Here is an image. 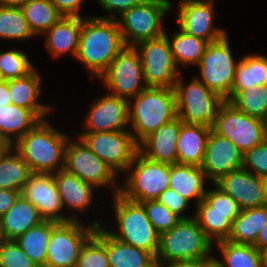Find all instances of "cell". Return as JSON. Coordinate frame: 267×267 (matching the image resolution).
I'll return each mask as SVG.
<instances>
[{"label": "cell", "mask_w": 267, "mask_h": 267, "mask_svg": "<svg viewBox=\"0 0 267 267\" xmlns=\"http://www.w3.org/2000/svg\"><path fill=\"white\" fill-rule=\"evenodd\" d=\"M243 153L229 139L210 131L201 165L214 184L229 172L242 168Z\"/></svg>", "instance_id": "19"}, {"label": "cell", "mask_w": 267, "mask_h": 267, "mask_svg": "<svg viewBox=\"0 0 267 267\" xmlns=\"http://www.w3.org/2000/svg\"><path fill=\"white\" fill-rule=\"evenodd\" d=\"M43 221L37 208L21 194L15 204L0 218V238L15 240Z\"/></svg>", "instance_id": "23"}, {"label": "cell", "mask_w": 267, "mask_h": 267, "mask_svg": "<svg viewBox=\"0 0 267 267\" xmlns=\"http://www.w3.org/2000/svg\"><path fill=\"white\" fill-rule=\"evenodd\" d=\"M127 179L120 186V194L126 199L142 203L157 200L169 188L170 165L146 158L139 151L128 167Z\"/></svg>", "instance_id": "7"}, {"label": "cell", "mask_w": 267, "mask_h": 267, "mask_svg": "<svg viewBox=\"0 0 267 267\" xmlns=\"http://www.w3.org/2000/svg\"><path fill=\"white\" fill-rule=\"evenodd\" d=\"M40 119L27 108L14 104L0 106V137L13 146Z\"/></svg>", "instance_id": "29"}, {"label": "cell", "mask_w": 267, "mask_h": 267, "mask_svg": "<svg viewBox=\"0 0 267 267\" xmlns=\"http://www.w3.org/2000/svg\"><path fill=\"white\" fill-rule=\"evenodd\" d=\"M267 84V56L245 55L238 61L232 91Z\"/></svg>", "instance_id": "31"}, {"label": "cell", "mask_w": 267, "mask_h": 267, "mask_svg": "<svg viewBox=\"0 0 267 267\" xmlns=\"http://www.w3.org/2000/svg\"><path fill=\"white\" fill-rule=\"evenodd\" d=\"M44 220L68 222L76 216L63 214L64 206L52 173H31L21 192Z\"/></svg>", "instance_id": "16"}, {"label": "cell", "mask_w": 267, "mask_h": 267, "mask_svg": "<svg viewBox=\"0 0 267 267\" xmlns=\"http://www.w3.org/2000/svg\"><path fill=\"white\" fill-rule=\"evenodd\" d=\"M181 79L180 74L174 87L178 117L186 124L212 128L225 99L204 85L197 76L187 85Z\"/></svg>", "instance_id": "6"}, {"label": "cell", "mask_w": 267, "mask_h": 267, "mask_svg": "<svg viewBox=\"0 0 267 267\" xmlns=\"http://www.w3.org/2000/svg\"><path fill=\"white\" fill-rule=\"evenodd\" d=\"M84 120V132L127 130L129 101L107 93L93 102Z\"/></svg>", "instance_id": "18"}, {"label": "cell", "mask_w": 267, "mask_h": 267, "mask_svg": "<svg viewBox=\"0 0 267 267\" xmlns=\"http://www.w3.org/2000/svg\"><path fill=\"white\" fill-rule=\"evenodd\" d=\"M262 185H263V191H264V197H265V205H267V175L261 177Z\"/></svg>", "instance_id": "56"}, {"label": "cell", "mask_w": 267, "mask_h": 267, "mask_svg": "<svg viewBox=\"0 0 267 267\" xmlns=\"http://www.w3.org/2000/svg\"><path fill=\"white\" fill-rule=\"evenodd\" d=\"M129 101V124L139 144L149 134L178 117L174 88L147 87Z\"/></svg>", "instance_id": "3"}, {"label": "cell", "mask_w": 267, "mask_h": 267, "mask_svg": "<svg viewBox=\"0 0 267 267\" xmlns=\"http://www.w3.org/2000/svg\"><path fill=\"white\" fill-rule=\"evenodd\" d=\"M179 30V32L173 34L171 39L168 37L177 67H179V65L182 67L188 66L189 64L198 66L208 42L187 34L180 28Z\"/></svg>", "instance_id": "35"}, {"label": "cell", "mask_w": 267, "mask_h": 267, "mask_svg": "<svg viewBox=\"0 0 267 267\" xmlns=\"http://www.w3.org/2000/svg\"><path fill=\"white\" fill-rule=\"evenodd\" d=\"M161 204L170 209L173 213L179 216L181 219H189L194 217L183 215V212L188 208L189 201L176 193L173 189L167 188L164 190L157 199Z\"/></svg>", "instance_id": "46"}, {"label": "cell", "mask_w": 267, "mask_h": 267, "mask_svg": "<svg viewBox=\"0 0 267 267\" xmlns=\"http://www.w3.org/2000/svg\"><path fill=\"white\" fill-rule=\"evenodd\" d=\"M40 89L41 78L36 67L23 77L9 80L12 103L30 109L40 120H44L53 108L40 103Z\"/></svg>", "instance_id": "24"}, {"label": "cell", "mask_w": 267, "mask_h": 267, "mask_svg": "<svg viewBox=\"0 0 267 267\" xmlns=\"http://www.w3.org/2000/svg\"><path fill=\"white\" fill-rule=\"evenodd\" d=\"M206 178V173L201 167L172 164L170 165L169 188L189 202L191 199H195L197 205L207 192L204 188Z\"/></svg>", "instance_id": "27"}, {"label": "cell", "mask_w": 267, "mask_h": 267, "mask_svg": "<svg viewBox=\"0 0 267 267\" xmlns=\"http://www.w3.org/2000/svg\"><path fill=\"white\" fill-rule=\"evenodd\" d=\"M238 62H235L229 45L228 35L208 43L199 65L200 80L223 99L231 97L234 76Z\"/></svg>", "instance_id": "10"}, {"label": "cell", "mask_w": 267, "mask_h": 267, "mask_svg": "<svg viewBox=\"0 0 267 267\" xmlns=\"http://www.w3.org/2000/svg\"><path fill=\"white\" fill-rule=\"evenodd\" d=\"M179 117L161 126L144 138L139 144V152L146 158L165 164H177V146L181 125Z\"/></svg>", "instance_id": "21"}, {"label": "cell", "mask_w": 267, "mask_h": 267, "mask_svg": "<svg viewBox=\"0 0 267 267\" xmlns=\"http://www.w3.org/2000/svg\"><path fill=\"white\" fill-rule=\"evenodd\" d=\"M146 211L147 217L160 235L172 229L181 218L173 213L158 200H148L141 203Z\"/></svg>", "instance_id": "43"}, {"label": "cell", "mask_w": 267, "mask_h": 267, "mask_svg": "<svg viewBox=\"0 0 267 267\" xmlns=\"http://www.w3.org/2000/svg\"><path fill=\"white\" fill-rule=\"evenodd\" d=\"M76 267H110L106 242L96 232L83 246Z\"/></svg>", "instance_id": "41"}, {"label": "cell", "mask_w": 267, "mask_h": 267, "mask_svg": "<svg viewBox=\"0 0 267 267\" xmlns=\"http://www.w3.org/2000/svg\"><path fill=\"white\" fill-rule=\"evenodd\" d=\"M172 6L170 0H143L130 8L117 20L125 46L165 35L162 22Z\"/></svg>", "instance_id": "8"}, {"label": "cell", "mask_w": 267, "mask_h": 267, "mask_svg": "<svg viewBox=\"0 0 267 267\" xmlns=\"http://www.w3.org/2000/svg\"><path fill=\"white\" fill-rule=\"evenodd\" d=\"M20 195V191L0 189V218L15 204Z\"/></svg>", "instance_id": "49"}, {"label": "cell", "mask_w": 267, "mask_h": 267, "mask_svg": "<svg viewBox=\"0 0 267 267\" xmlns=\"http://www.w3.org/2000/svg\"><path fill=\"white\" fill-rule=\"evenodd\" d=\"M207 190L204 198L196 205V211H217L220 213H240L241 208L237 202L221 188Z\"/></svg>", "instance_id": "42"}, {"label": "cell", "mask_w": 267, "mask_h": 267, "mask_svg": "<svg viewBox=\"0 0 267 267\" xmlns=\"http://www.w3.org/2000/svg\"><path fill=\"white\" fill-rule=\"evenodd\" d=\"M99 78L110 94L128 101L147 88L141 57L135 46H125Z\"/></svg>", "instance_id": "14"}, {"label": "cell", "mask_w": 267, "mask_h": 267, "mask_svg": "<svg viewBox=\"0 0 267 267\" xmlns=\"http://www.w3.org/2000/svg\"><path fill=\"white\" fill-rule=\"evenodd\" d=\"M70 140L69 138L65 149L64 169L96 189L109 185L113 186L114 195L120 193V185L115 183L118 174L96 156L79 137L77 141Z\"/></svg>", "instance_id": "13"}, {"label": "cell", "mask_w": 267, "mask_h": 267, "mask_svg": "<svg viewBox=\"0 0 267 267\" xmlns=\"http://www.w3.org/2000/svg\"><path fill=\"white\" fill-rule=\"evenodd\" d=\"M104 226L97 227L95 232L106 242L110 267H158L150 252L115 239Z\"/></svg>", "instance_id": "22"}, {"label": "cell", "mask_w": 267, "mask_h": 267, "mask_svg": "<svg viewBox=\"0 0 267 267\" xmlns=\"http://www.w3.org/2000/svg\"><path fill=\"white\" fill-rule=\"evenodd\" d=\"M211 129L203 125H181L176 143L178 164L201 167Z\"/></svg>", "instance_id": "26"}, {"label": "cell", "mask_w": 267, "mask_h": 267, "mask_svg": "<svg viewBox=\"0 0 267 267\" xmlns=\"http://www.w3.org/2000/svg\"><path fill=\"white\" fill-rule=\"evenodd\" d=\"M212 130L229 139L243 154L266 139L264 121L245 114L227 100L219 107Z\"/></svg>", "instance_id": "12"}, {"label": "cell", "mask_w": 267, "mask_h": 267, "mask_svg": "<svg viewBox=\"0 0 267 267\" xmlns=\"http://www.w3.org/2000/svg\"><path fill=\"white\" fill-rule=\"evenodd\" d=\"M264 127H265V134H266V139H267V116L264 120Z\"/></svg>", "instance_id": "57"}, {"label": "cell", "mask_w": 267, "mask_h": 267, "mask_svg": "<svg viewBox=\"0 0 267 267\" xmlns=\"http://www.w3.org/2000/svg\"><path fill=\"white\" fill-rule=\"evenodd\" d=\"M12 146L3 138L0 137V159Z\"/></svg>", "instance_id": "54"}, {"label": "cell", "mask_w": 267, "mask_h": 267, "mask_svg": "<svg viewBox=\"0 0 267 267\" xmlns=\"http://www.w3.org/2000/svg\"><path fill=\"white\" fill-rule=\"evenodd\" d=\"M64 208L85 211L93 202L95 188L65 169L53 173Z\"/></svg>", "instance_id": "28"}, {"label": "cell", "mask_w": 267, "mask_h": 267, "mask_svg": "<svg viewBox=\"0 0 267 267\" xmlns=\"http://www.w3.org/2000/svg\"><path fill=\"white\" fill-rule=\"evenodd\" d=\"M260 252H261L262 267H267V247L261 249Z\"/></svg>", "instance_id": "55"}, {"label": "cell", "mask_w": 267, "mask_h": 267, "mask_svg": "<svg viewBox=\"0 0 267 267\" xmlns=\"http://www.w3.org/2000/svg\"><path fill=\"white\" fill-rule=\"evenodd\" d=\"M227 101L245 114L264 121L267 116V84L232 91Z\"/></svg>", "instance_id": "37"}, {"label": "cell", "mask_w": 267, "mask_h": 267, "mask_svg": "<svg viewBox=\"0 0 267 267\" xmlns=\"http://www.w3.org/2000/svg\"><path fill=\"white\" fill-rule=\"evenodd\" d=\"M242 168L260 178L267 175V139L243 154Z\"/></svg>", "instance_id": "45"}, {"label": "cell", "mask_w": 267, "mask_h": 267, "mask_svg": "<svg viewBox=\"0 0 267 267\" xmlns=\"http://www.w3.org/2000/svg\"><path fill=\"white\" fill-rule=\"evenodd\" d=\"M35 66L21 50L0 52V80H12L30 73Z\"/></svg>", "instance_id": "40"}, {"label": "cell", "mask_w": 267, "mask_h": 267, "mask_svg": "<svg viewBox=\"0 0 267 267\" xmlns=\"http://www.w3.org/2000/svg\"><path fill=\"white\" fill-rule=\"evenodd\" d=\"M64 17H81L80 10L84 0H50Z\"/></svg>", "instance_id": "48"}, {"label": "cell", "mask_w": 267, "mask_h": 267, "mask_svg": "<svg viewBox=\"0 0 267 267\" xmlns=\"http://www.w3.org/2000/svg\"><path fill=\"white\" fill-rule=\"evenodd\" d=\"M79 138L117 174L127 171L139 151L131 130L82 132Z\"/></svg>", "instance_id": "15"}, {"label": "cell", "mask_w": 267, "mask_h": 267, "mask_svg": "<svg viewBox=\"0 0 267 267\" xmlns=\"http://www.w3.org/2000/svg\"><path fill=\"white\" fill-rule=\"evenodd\" d=\"M213 245L194 217L181 219L172 229L159 235L157 266L179 261L213 260Z\"/></svg>", "instance_id": "4"}, {"label": "cell", "mask_w": 267, "mask_h": 267, "mask_svg": "<svg viewBox=\"0 0 267 267\" xmlns=\"http://www.w3.org/2000/svg\"><path fill=\"white\" fill-rule=\"evenodd\" d=\"M52 221L44 220L15 239L25 254L39 267H45Z\"/></svg>", "instance_id": "33"}, {"label": "cell", "mask_w": 267, "mask_h": 267, "mask_svg": "<svg viewBox=\"0 0 267 267\" xmlns=\"http://www.w3.org/2000/svg\"><path fill=\"white\" fill-rule=\"evenodd\" d=\"M30 174L28 164L13 147L0 159V189L22 192Z\"/></svg>", "instance_id": "34"}, {"label": "cell", "mask_w": 267, "mask_h": 267, "mask_svg": "<svg viewBox=\"0 0 267 267\" xmlns=\"http://www.w3.org/2000/svg\"><path fill=\"white\" fill-rule=\"evenodd\" d=\"M125 47L117 20L82 17L80 43L75 58L99 77Z\"/></svg>", "instance_id": "1"}, {"label": "cell", "mask_w": 267, "mask_h": 267, "mask_svg": "<svg viewBox=\"0 0 267 267\" xmlns=\"http://www.w3.org/2000/svg\"><path fill=\"white\" fill-rule=\"evenodd\" d=\"M13 104L9 90V81L0 80V106Z\"/></svg>", "instance_id": "51"}, {"label": "cell", "mask_w": 267, "mask_h": 267, "mask_svg": "<svg viewBox=\"0 0 267 267\" xmlns=\"http://www.w3.org/2000/svg\"><path fill=\"white\" fill-rule=\"evenodd\" d=\"M21 8L0 6V38L29 40L34 37Z\"/></svg>", "instance_id": "39"}, {"label": "cell", "mask_w": 267, "mask_h": 267, "mask_svg": "<svg viewBox=\"0 0 267 267\" xmlns=\"http://www.w3.org/2000/svg\"><path fill=\"white\" fill-rule=\"evenodd\" d=\"M81 30L82 17L61 18L45 33L47 50L54 57H61L67 53L75 57L80 43Z\"/></svg>", "instance_id": "25"}, {"label": "cell", "mask_w": 267, "mask_h": 267, "mask_svg": "<svg viewBox=\"0 0 267 267\" xmlns=\"http://www.w3.org/2000/svg\"><path fill=\"white\" fill-rule=\"evenodd\" d=\"M213 0H180L176 21L179 28L208 43L223 38L227 32L214 26L215 12Z\"/></svg>", "instance_id": "17"}, {"label": "cell", "mask_w": 267, "mask_h": 267, "mask_svg": "<svg viewBox=\"0 0 267 267\" xmlns=\"http://www.w3.org/2000/svg\"><path fill=\"white\" fill-rule=\"evenodd\" d=\"M101 5V8L109 13L104 17H98L109 20H118L122 17L130 8L140 4L143 0H96ZM119 14L118 18L114 15V12Z\"/></svg>", "instance_id": "47"}, {"label": "cell", "mask_w": 267, "mask_h": 267, "mask_svg": "<svg viewBox=\"0 0 267 267\" xmlns=\"http://www.w3.org/2000/svg\"><path fill=\"white\" fill-rule=\"evenodd\" d=\"M259 251L267 247V224L261 229L254 245Z\"/></svg>", "instance_id": "52"}, {"label": "cell", "mask_w": 267, "mask_h": 267, "mask_svg": "<svg viewBox=\"0 0 267 267\" xmlns=\"http://www.w3.org/2000/svg\"><path fill=\"white\" fill-rule=\"evenodd\" d=\"M215 184L229 194L241 210L265 205L261 178L244 168L229 172Z\"/></svg>", "instance_id": "20"}, {"label": "cell", "mask_w": 267, "mask_h": 267, "mask_svg": "<svg viewBox=\"0 0 267 267\" xmlns=\"http://www.w3.org/2000/svg\"><path fill=\"white\" fill-rule=\"evenodd\" d=\"M113 197L118 232L107 230L108 233L125 244L150 252L156 258L159 234L147 217L143 205L126 199L120 193Z\"/></svg>", "instance_id": "5"}, {"label": "cell", "mask_w": 267, "mask_h": 267, "mask_svg": "<svg viewBox=\"0 0 267 267\" xmlns=\"http://www.w3.org/2000/svg\"><path fill=\"white\" fill-rule=\"evenodd\" d=\"M29 1L31 0H0V6L22 8Z\"/></svg>", "instance_id": "53"}, {"label": "cell", "mask_w": 267, "mask_h": 267, "mask_svg": "<svg viewBox=\"0 0 267 267\" xmlns=\"http://www.w3.org/2000/svg\"><path fill=\"white\" fill-rule=\"evenodd\" d=\"M21 9L36 36L45 34L64 17L50 0H31Z\"/></svg>", "instance_id": "36"}, {"label": "cell", "mask_w": 267, "mask_h": 267, "mask_svg": "<svg viewBox=\"0 0 267 267\" xmlns=\"http://www.w3.org/2000/svg\"><path fill=\"white\" fill-rule=\"evenodd\" d=\"M101 225L98 221L91 225L79 220L52 221L45 267H76L83 246Z\"/></svg>", "instance_id": "9"}, {"label": "cell", "mask_w": 267, "mask_h": 267, "mask_svg": "<svg viewBox=\"0 0 267 267\" xmlns=\"http://www.w3.org/2000/svg\"><path fill=\"white\" fill-rule=\"evenodd\" d=\"M135 48L141 57L146 86L174 88L181 71L174 60L167 33L156 39L141 41Z\"/></svg>", "instance_id": "11"}, {"label": "cell", "mask_w": 267, "mask_h": 267, "mask_svg": "<svg viewBox=\"0 0 267 267\" xmlns=\"http://www.w3.org/2000/svg\"><path fill=\"white\" fill-rule=\"evenodd\" d=\"M267 224V205L241 210L233 221L228 241L236 244L255 245L261 229Z\"/></svg>", "instance_id": "30"}, {"label": "cell", "mask_w": 267, "mask_h": 267, "mask_svg": "<svg viewBox=\"0 0 267 267\" xmlns=\"http://www.w3.org/2000/svg\"><path fill=\"white\" fill-rule=\"evenodd\" d=\"M163 267H214V262L213 260L179 261Z\"/></svg>", "instance_id": "50"}, {"label": "cell", "mask_w": 267, "mask_h": 267, "mask_svg": "<svg viewBox=\"0 0 267 267\" xmlns=\"http://www.w3.org/2000/svg\"><path fill=\"white\" fill-rule=\"evenodd\" d=\"M223 261L213 258L214 267H262L261 252L253 245L228 240L217 242Z\"/></svg>", "instance_id": "32"}, {"label": "cell", "mask_w": 267, "mask_h": 267, "mask_svg": "<svg viewBox=\"0 0 267 267\" xmlns=\"http://www.w3.org/2000/svg\"><path fill=\"white\" fill-rule=\"evenodd\" d=\"M0 267H39L15 240L0 238Z\"/></svg>", "instance_id": "44"}, {"label": "cell", "mask_w": 267, "mask_h": 267, "mask_svg": "<svg viewBox=\"0 0 267 267\" xmlns=\"http://www.w3.org/2000/svg\"><path fill=\"white\" fill-rule=\"evenodd\" d=\"M69 136L40 120L12 147L28 164L31 173H55L65 167Z\"/></svg>", "instance_id": "2"}, {"label": "cell", "mask_w": 267, "mask_h": 267, "mask_svg": "<svg viewBox=\"0 0 267 267\" xmlns=\"http://www.w3.org/2000/svg\"><path fill=\"white\" fill-rule=\"evenodd\" d=\"M240 213H220L217 211H195L194 218L207 238L214 244L227 240L232 231L233 221Z\"/></svg>", "instance_id": "38"}]
</instances>
